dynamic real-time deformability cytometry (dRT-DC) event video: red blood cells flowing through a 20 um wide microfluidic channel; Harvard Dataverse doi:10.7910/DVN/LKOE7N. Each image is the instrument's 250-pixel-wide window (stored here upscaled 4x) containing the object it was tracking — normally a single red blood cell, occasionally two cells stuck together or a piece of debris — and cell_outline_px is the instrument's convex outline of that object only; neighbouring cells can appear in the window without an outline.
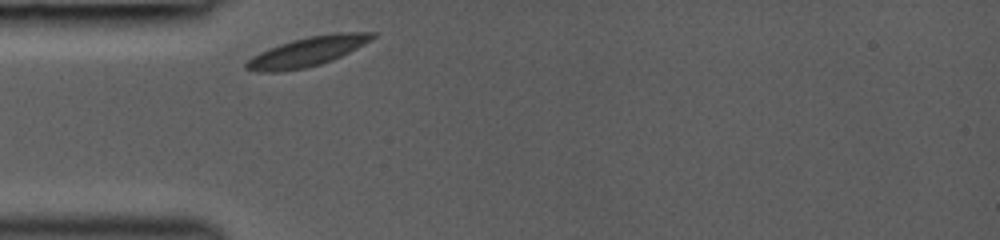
{"species": "common noctule bat (a hibernating species)", "species_latin": "Nyctalus noctula", "temperature_condition": "room temperature", "stored_images_in_passage": 1, "camera_frame_rate_fps": 3000, "um_per_image_px": 0.085, "animal": {"sex": "female", "body_mass_g": 19.0, "forearm_length_mm": 53.3}, "frame": {"image": 1, "passage_image": 1, "time_ms": 0.0, "image_size_px": [1000, 240], "cell_outline_px": [[376, 36], [372, 40], [332, 60], [320, 64], [304, 68], [280, 72], [256, 72], [244, 68], [244, 64], [252, 56], [268, 48], [292, 40], [308, 36], [336, 32], [376, 32]], "centroid_in_image_um": [26.1, 4.38], "position_along_channel_um": 58.9, "area_um2": 21.62}}